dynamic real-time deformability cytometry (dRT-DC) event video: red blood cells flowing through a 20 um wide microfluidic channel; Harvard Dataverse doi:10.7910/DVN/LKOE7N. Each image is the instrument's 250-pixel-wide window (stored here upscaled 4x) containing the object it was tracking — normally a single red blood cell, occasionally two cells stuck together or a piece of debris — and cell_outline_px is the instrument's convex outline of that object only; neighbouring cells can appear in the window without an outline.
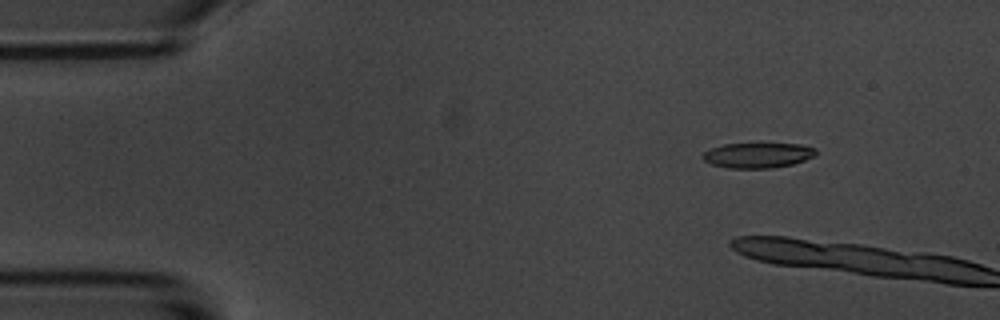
{"species": "common noctule bat (a hibernating species)", "species_latin": "Nyctalus noctula", "temperature_condition": "room temperature", "stored_images_in_passage": 9, "camera_frame_rate_fps": 3000, "um_per_image_px": 0.085, "animal": {"sex": "male", "body_mass_g": 20.1, "forearm_length_mm": 53.5}, "frame": {"image": 1, "passage_image": 7, "time_ms": 2.0, "image_size_px": [1000, 320], "cell_outline_px": [[816, 156], [792, 164], [772, 168], [728, 168], [712, 164], [704, 160], [700, 156], [704, 152], [712, 148], [724, 144], [800, 144], [816, 148]], "centroid_in_image_um": [64.42, 13.2], "position_along_channel_um": 20.6, "area_um2": 16.53}}